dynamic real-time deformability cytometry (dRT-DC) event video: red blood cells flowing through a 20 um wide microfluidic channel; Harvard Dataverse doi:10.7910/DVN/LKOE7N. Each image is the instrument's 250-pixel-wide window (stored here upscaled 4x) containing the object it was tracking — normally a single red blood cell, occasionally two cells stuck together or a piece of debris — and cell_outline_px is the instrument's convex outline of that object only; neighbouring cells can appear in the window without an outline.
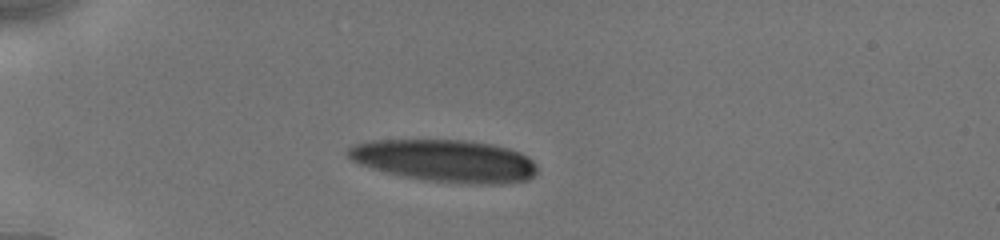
{"species": "human", "species_latin": "Homo sapiens", "temperature_condition": "cold", "stored_images_in_passage": 18, "camera_frame_rate_fps": 3000, "um_per_image_px": 0.085, "donor": {"sex": "male"}, "frame": {"image": 1, "passage_image": 6, "time_ms": 2.333, "image_size_px": [1000, 240], "cell_outline_px": [[536, 176], [528, 180], [500, 184], [476, 184], [428, 180], [404, 176], [372, 168], [360, 164], [352, 160], [348, 156], [348, 148], [356, 144], [372, 140], [464, 140], [492, 144], [508, 148], [520, 152], [528, 156], [536, 164]], "centroid_in_image_um": [37.89, 13.66], "position_along_channel_um": 47.1, "area_um2": 46.41}}
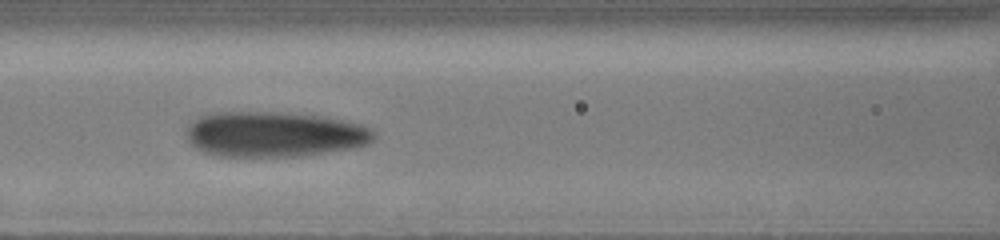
{"frame": {"image": 2, "passage_image": 13, "time_ms": 5.667, "image_size_px": [1000, 240], "cell_outline_px": [[376, 136], [368, 144], [352, 148], [300, 156], [216, 156], [200, 152], [188, 140], [188, 128], [200, 116], [212, 112], [276, 112], [324, 116], [348, 120], [364, 124], [372, 128], [376, 132]], "centroid_in_image_um": [23.38, 11.41], "position_along_channel_um": 143.2, "area_um2": 49.82}}
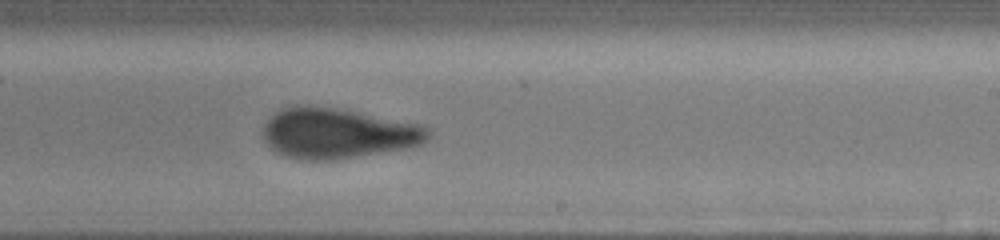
{"frame": {"image": 3, "passage_image": 18, "time_ms": 8.667, "image_size_px": [1000, 240], "cell_outline_px": [[432, 136], [424, 144], [412, 148], [332, 160], [304, 160], [288, 156], [276, 152], [264, 140], [260, 132], [268, 116], [280, 108], [296, 104], [332, 108], [356, 112], [424, 124], [432, 132]], "centroid_in_image_um": [28.72, 11.33], "position_along_channel_um": 260.3, "area_um2": 49.19}}